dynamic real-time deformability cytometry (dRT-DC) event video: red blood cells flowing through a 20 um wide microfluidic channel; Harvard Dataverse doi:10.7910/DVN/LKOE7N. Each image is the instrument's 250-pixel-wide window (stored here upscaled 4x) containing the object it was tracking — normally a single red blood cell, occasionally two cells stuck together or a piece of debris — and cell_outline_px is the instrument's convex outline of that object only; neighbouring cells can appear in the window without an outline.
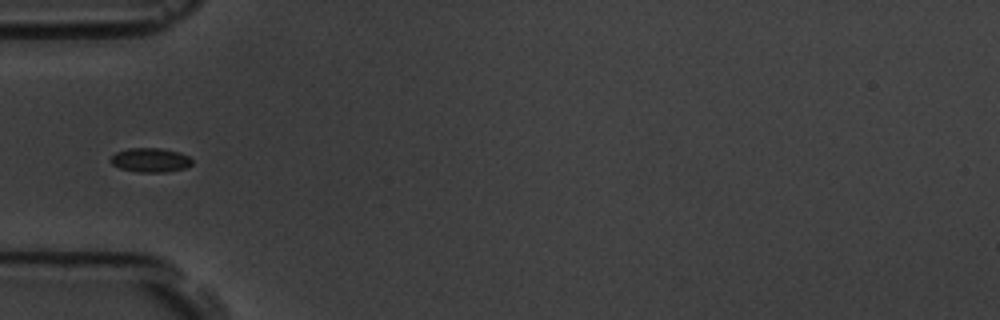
{"species": "common noctule bat (a hibernating species)", "species_latin": "Nyctalus noctula", "temperature_condition": "room temperature", "stored_images_in_passage": 16, "camera_frame_rate_fps": 3000, "um_per_image_px": 0.085, "animal": {"sex": "male", "body_mass_g": 19.5, "forearm_length_mm": 54.6}, "frame": {"image": 1, "passage_image": 5, "time_ms": 4.333, "image_size_px": [1000, 320], "cell_outline_px": [[192, 164], [184, 168], [164, 172], [136, 172], [120, 168], [112, 164], [108, 160], [116, 152], [128, 148], [160, 148], [180, 152], [188, 156], [192, 160]], "centroid_in_image_um": [12.76, 13.6], "position_along_channel_um": 72.2, "area_um2": 11.5}}
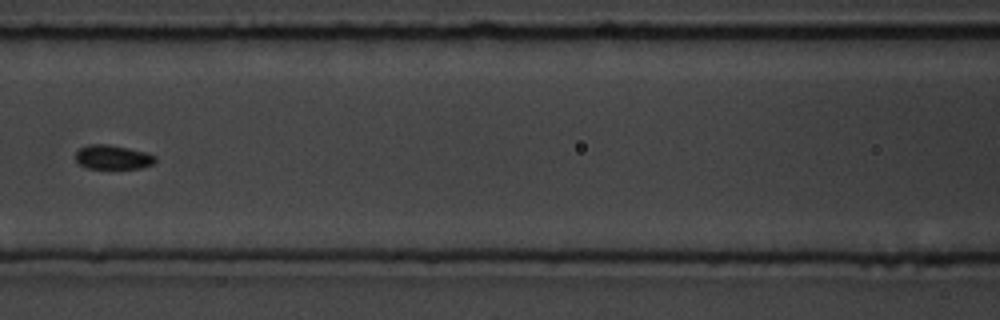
{"frame": {"image": 2, "passage_image": 7, "time_ms": 6.667, "image_size_px": [1000, 320], "cell_outline_px": [[156, 160], [152, 164], [140, 168], [88, 168], [80, 164], [76, 160], [76, 152], [80, 148], [88, 144], [108, 144], [148, 152], [156, 156]], "centroid_in_image_um": [9.6, 13.35], "position_along_channel_um": 157.0, "area_um2": 11.21}}
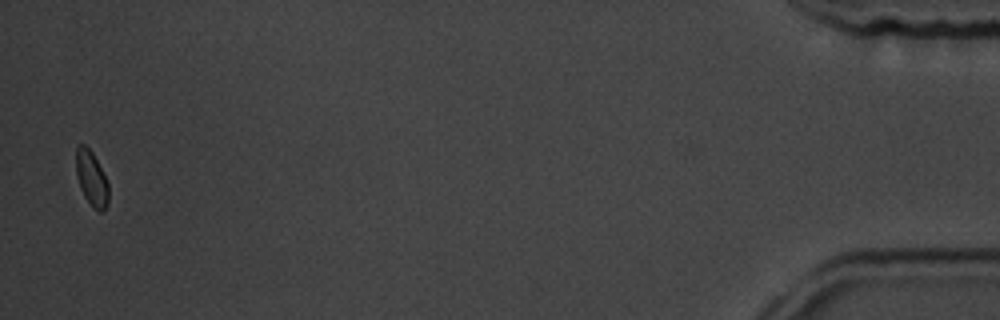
{"frame": {"image": 3, "passage_image": 16, "time_ms": 16.667, "image_size_px": [1000, 320], "cell_outline_px": [[108, 204], [104, 212], [100, 212], [84, 196], [80, 188], [76, 176], [76, 148], [80, 144], [84, 144], [92, 152], [108, 184]], "centroid_in_image_um": [7.76, 15.17], "position_along_channel_um": 427.4, "area_um2": 10.17}, "authors_computed_cell_mechanics": {"area_um2": 11.1554, "velocity_mm_per_s": 3.6229, "shape_relaxation_time_tau1_ms": 0.7881, "shape_relaxation_time_tau2_ms": 1.0263, "deformation_change_tau1": 0.0524, "deformation_change_tau2": 0.0479}}